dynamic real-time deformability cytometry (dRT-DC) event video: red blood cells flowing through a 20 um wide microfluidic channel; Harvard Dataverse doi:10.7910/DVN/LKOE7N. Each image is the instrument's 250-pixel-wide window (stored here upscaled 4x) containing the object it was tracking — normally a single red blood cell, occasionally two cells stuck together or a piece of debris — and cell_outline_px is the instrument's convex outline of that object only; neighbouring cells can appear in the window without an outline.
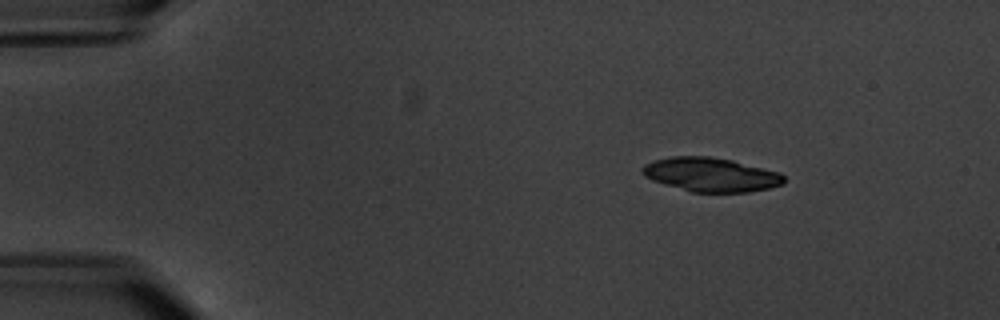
{"species": "common noctule bat (a hibernating species)", "species_latin": "Nyctalus noctula", "temperature_condition": "warm", "stored_images_in_passage": 7, "camera_frame_rate_fps": 3000, "um_per_image_px": 0.085, "animal": {"sex": "male", "body_mass_g": 20.1, "forearm_length_mm": 53.5}, "frame": {"image": 1, "passage_image": 3, "time_ms": 2.333, "image_size_px": [1000, 320], "cell_outline_px": [[784, 184], [768, 188], [748, 192], [692, 192], [664, 184], [652, 180], [644, 176], [640, 172], [640, 168], [644, 164], [652, 160], [672, 156], [708, 156], [732, 160], [780, 172], [784, 176]], "centroid_in_image_um": [60.39, 14.83], "position_along_channel_um": 24.6, "area_um2": 28.21}}